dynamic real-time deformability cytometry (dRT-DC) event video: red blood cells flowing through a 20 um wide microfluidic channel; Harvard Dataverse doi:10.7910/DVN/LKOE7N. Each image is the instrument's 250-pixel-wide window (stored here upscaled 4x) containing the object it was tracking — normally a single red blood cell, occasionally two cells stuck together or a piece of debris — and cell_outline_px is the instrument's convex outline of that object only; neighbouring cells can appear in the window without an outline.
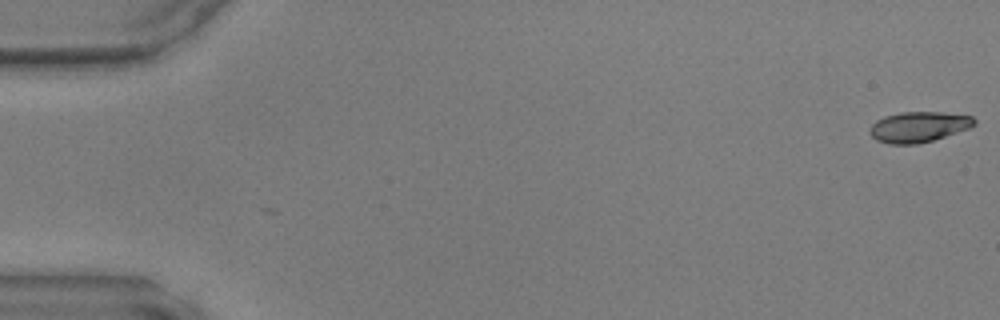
{"species": "common noctule bat (a hibernating species)", "species_latin": "Nyctalus noctula", "temperature_condition": "warm", "stored_images_in_passage": 8, "camera_frame_rate_fps": 3000, "um_per_image_px": 0.085, "animal": {"sex": "male", "body_mass_g": 17.9, "forearm_length_mm": 54.2}, "frame": {"image": 1, "passage_image": 1, "time_ms": 0.0, "image_size_px": [1000, 320], "cell_outline_px": [[976, 124], [968, 128], [932, 140], [916, 144], [888, 144], [876, 140], [868, 132], [872, 124], [876, 120], [884, 116], [900, 112], [940, 112], [972, 116], [976, 120]], "centroid_in_image_um": [78.04, 10.78], "position_along_channel_um": 7.0, "area_um2": 18.5}}